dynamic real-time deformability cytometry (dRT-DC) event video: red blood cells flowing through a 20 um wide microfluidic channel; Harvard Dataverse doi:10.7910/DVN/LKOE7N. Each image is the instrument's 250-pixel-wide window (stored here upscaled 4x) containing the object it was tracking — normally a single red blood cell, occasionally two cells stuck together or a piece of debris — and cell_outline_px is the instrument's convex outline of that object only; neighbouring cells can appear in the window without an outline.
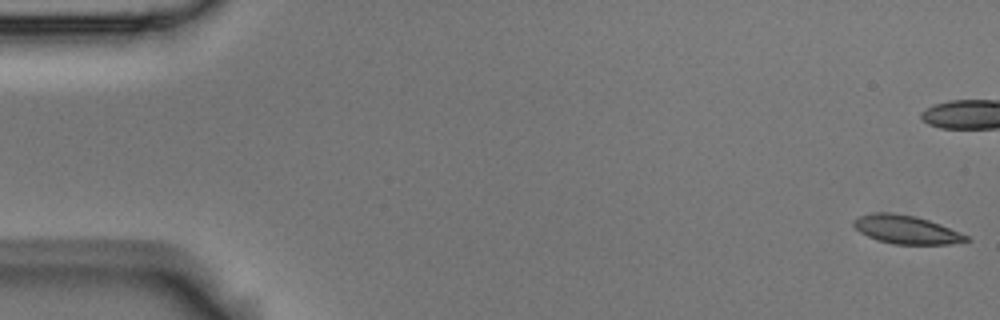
{"species": "Egyptian fruit bat (a non-hibernating species)", "species_latin": "Rousettus aegyptiacus", "temperature_condition": "room temperature", "stored_images_in_passage": 55, "camera_frame_rate_fps": 3000, "um_per_image_px": 0.085, "animal": {"sex": "male"}, "frame": {"image": 1, "passage_image": 1, "time_ms": 0.0, "image_size_px": [1000, 320], "cell_outline_px": [[972, 240], [948, 244], [896, 244], [876, 240], [860, 232], [852, 224], [852, 220], [860, 216], [876, 212], [892, 212], [912, 216], [928, 220], [940, 224], [960, 232], [968, 236]], "centroid_in_image_um": [77.02, 19.52], "position_along_channel_um": 8.0, "area_um2": 18.5}}
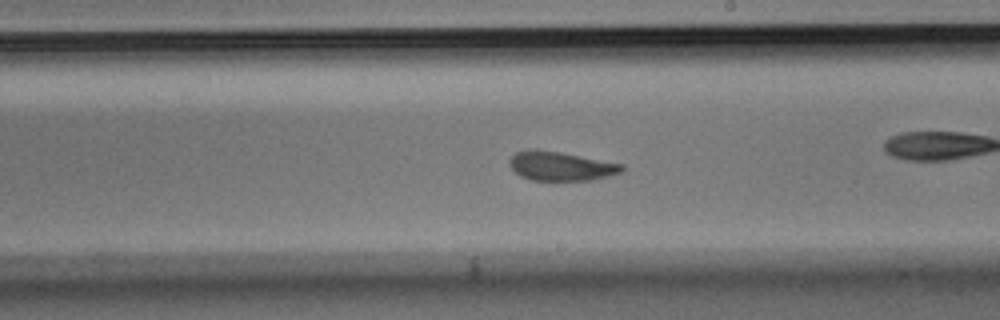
{"frame": {"image": 2, "passage_image": 31, "time_ms": 10.0, "image_size_px": [1000, 320], "cell_outline_px": [[624, 168], [620, 172], [608, 176], [592, 180], [532, 180], [520, 176], [508, 164], [508, 160], [516, 152], [528, 148], [536, 148], [560, 152], [624, 164]], "centroid_in_image_um": [47.63, 14.1], "position_along_channel_um": 241.4, "area_um2": 19.13}}
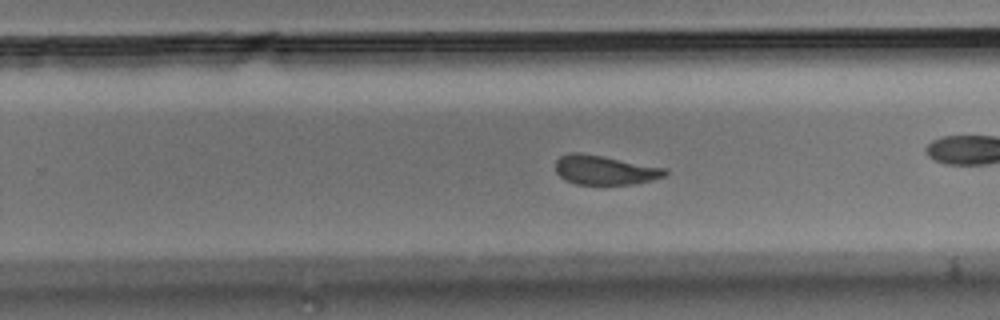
{"frame": {"image": 3, "passage_image": 34, "time_ms": 11.0, "image_size_px": [1000, 320], "cell_outline_px": [[668, 172], [664, 176], [652, 180], [636, 184], [576, 184], [564, 180], [556, 172], [556, 160], [560, 156], [572, 152], [580, 152], [668, 168]], "centroid_in_image_um": [51.41, 14.45], "position_along_channel_um": 278.4, "area_um2": 18.79}, "authors_computed_cell_mechanics": {"area_um2": 19.4786, "velocity_mm_per_s": 3.725, "shape_relaxation_time_tau1_ms": 5.6185, "shape_relaxation_time_tau2_ms": 1.9714, "deformation_change_tau1": 0.1281, "deformation_change_tau2": 0.0761}}